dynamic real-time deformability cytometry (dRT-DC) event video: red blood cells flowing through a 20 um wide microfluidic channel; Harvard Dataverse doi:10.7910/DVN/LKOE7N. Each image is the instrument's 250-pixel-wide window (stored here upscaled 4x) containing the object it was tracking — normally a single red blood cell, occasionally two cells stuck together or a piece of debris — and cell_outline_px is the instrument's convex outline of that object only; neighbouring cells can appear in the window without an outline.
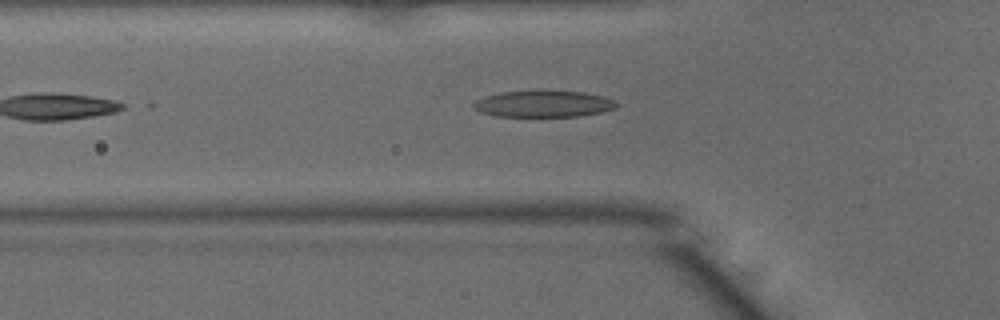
{"species": "common noctule bat (a hibernating species)", "species_latin": "Nyctalus noctula", "temperature_condition": "warm", "stored_images_in_passage": 26, "camera_frame_rate_fps": 3000, "um_per_image_px": 0.085, "animal": {"sex": "male", "body_mass_g": 15.6}, "frame": {"image": 1, "passage_image": 7, "time_ms": 2.0, "image_size_px": [1000, 320], "cell_outline_px": [[620, 104], [616, 108], [600, 112], [576, 116], [496, 116], [480, 112], [472, 104], [476, 100], [500, 92], [580, 92], [604, 96], [616, 100]], "centroid_in_image_um": [46.25, 8.84], "position_along_channel_um": 79.6, "area_um2": 21.5}}
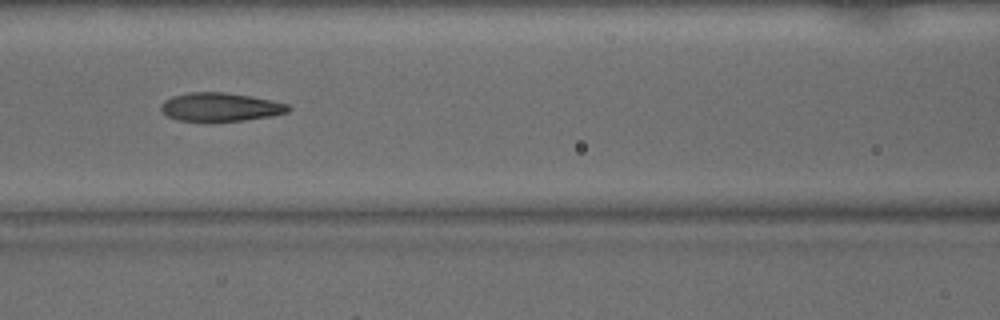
{"frame": {"image": 2, "passage_image": 12, "time_ms": 3.667, "image_size_px": [1000, 320], "cell_outline_px": [[292, 108], [288, 112], [272, 116], [244, 120], [212, 124], [204, 124], [176, 120], [168, 116], [160, 108], [164, 100], [172, 96], [188, 92], [224, 92], [252, 96], [272, 100], [288, 104]], "centroid_in_image_um": [18.72, 9.14], "position_along_channel_um": 147.9, "area_um2": 22.08}}